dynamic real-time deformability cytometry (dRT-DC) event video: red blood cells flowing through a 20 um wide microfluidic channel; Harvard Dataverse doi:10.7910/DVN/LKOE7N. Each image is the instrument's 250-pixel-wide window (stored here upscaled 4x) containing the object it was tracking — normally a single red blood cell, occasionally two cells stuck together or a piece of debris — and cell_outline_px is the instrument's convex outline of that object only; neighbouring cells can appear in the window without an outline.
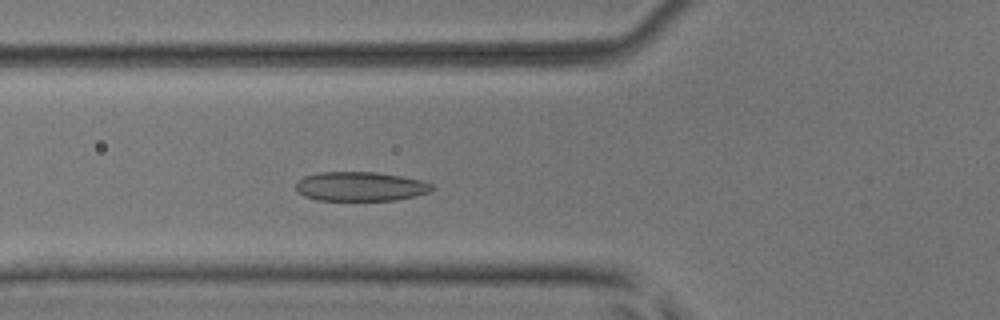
{"species": "common noctule bat (a hibernating species)", "species_latin": "Nyctalus noctula", "temperature_condition": "room temperature", "stored_images_in_passage": 47, "camera_frame_rate_fps": 3000, "um_per_image_px": 0.085, "animal": {"sex": "male", "body_mass_g": 17.9, "forearm_length_mm": 54.2}, "frame": {"image": 1, "passage_image": 14, "time_ms": 4.333, "image_size_px": [1000, 320], "cell_outline_px": [[432, 188], [428, 192], [416, 196], [396, 200], [316, 200], [304, 196], [296, 188], [296, 180], [304, 176], [320, 172], [376, 172], [400, 176], [420, 180], [432, 184]], "centroid_in_image_um": [30.6, 15.85], "position_along_channel_um": 95.2, "area_um2": 23.12}}
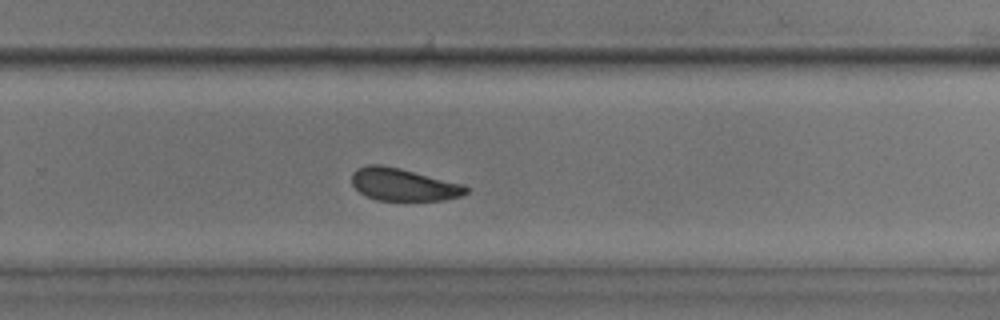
{"frame": {"image": 2, "passage_image": 29, "time_ms": 9.333, "image_size_px": [1000, 320], "cell_outline_px": [[468, 192], [460, 196], [444, 200], [376, 200], [360, 192], [352, 184], [352, 172], [356, 168], [368, 164], [380, 164], [400, 168], [464, 184], [468, 188]], "centroid_in_image_um": [34.28, 15.67], "position_along_channel_um": 295.5, "area_um2": 21.62}}
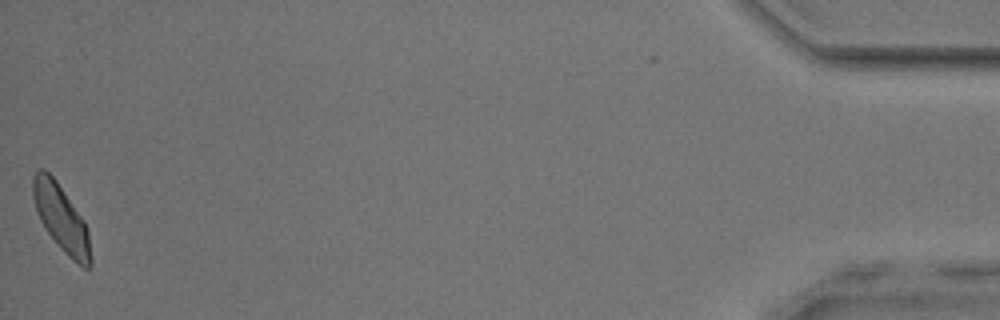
{"frame": {"image": 3, "passage_image": 46, "time_ms": 15.0, "image_size_px": [1000, 320], "cell_outline_px": [[92, 264], [88, 268], [84, 268], [72, 260], [60, 248], [48, 232], [40, 220], [32, 196], [32, 176], [40, 168], [44, 168], [56, 180], [84, 220], [88, 232], [92, 256]], "centroid_in_image_um": [5.21, 18.56], "position_along_channel_um": 430.0, "area_um2": 22.31}, "authors_computed_cell_mechanics": {"area_um2": 22.5998, "velocity_mm_per_s": 4.0257, "shape_relaxation_time_tau1_ms": 4.1393, "shape_relaxation_time_tau2_ms": 4.2702, "deformation_change_tau1": 0.1112, "deformation_change_tau2": 0.0938}}